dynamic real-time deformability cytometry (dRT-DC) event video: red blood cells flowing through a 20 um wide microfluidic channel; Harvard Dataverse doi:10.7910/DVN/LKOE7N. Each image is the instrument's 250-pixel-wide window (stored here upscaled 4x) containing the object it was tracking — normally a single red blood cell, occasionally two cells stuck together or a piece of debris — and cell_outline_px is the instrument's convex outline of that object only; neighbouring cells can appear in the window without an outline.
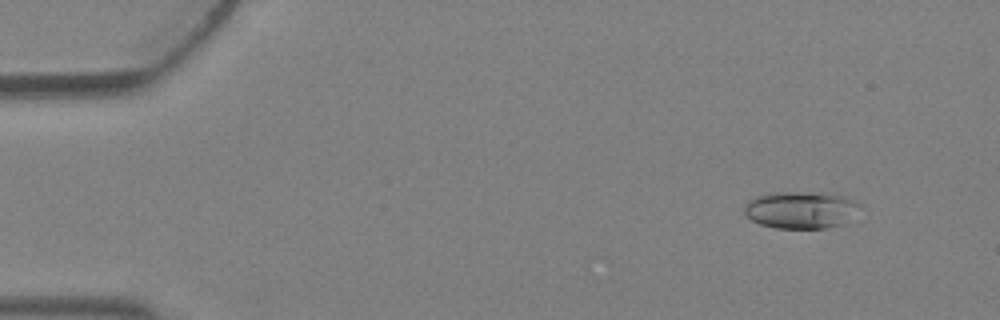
{"species": "Egyptian fruit bat (a non-hibernating species)", "species_latin": "Rousettus aegyptiacus", "temperature_condition": "warm", "stored_images_in_passage": 4, "camera_frame_rate_fps": 3000, "um_per_image_px": 0.085, "animal": {"sex": "female"}, "frame": {"image": 1, "passage_image": 1, "time_ms": 0.0, "image_size_px": [1000, 320], "cell_outline_px": [[864, 208], [844, 224], [824, 228], [776, 228], [760, 224], [744, 216], [744, 204], [748, 200], [756, 196], [772, 192], [824, 192], [844, 196], [860, 204]], "centroid_in_image_um": [68.09, 17.83], "position_along_channel_um": 16.9, "area_um2": 25.55}}
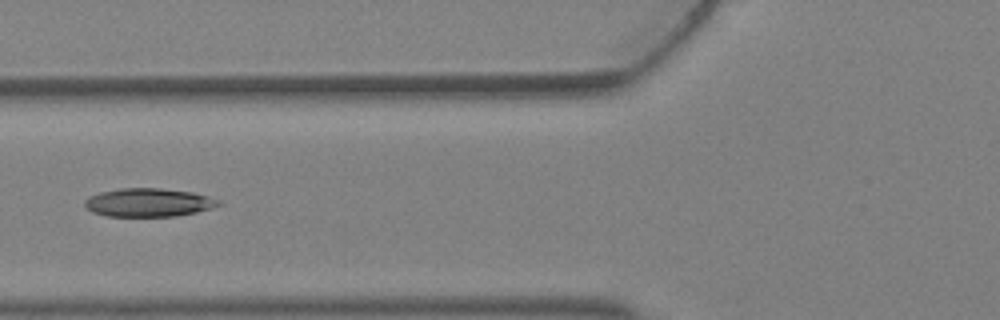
{"frame": {"image": 2, "passage_image": 4, "time_ms": 1.0, "image_size_px": [1000, 320], "cell_outline_px": [[224, 204], [212, 208], [196, 212], [176, 216], [104, 216], [92, 212], [84, 204], [84, 200], [88, 196], [100, 192], [120, 188], [160, 188], [192, 192], [208, 196], [220, 200]], "centroid_in_image_um": [12.63, 17.21], "position_along_channel_um": 113.2, "area_um2": 22.31}}